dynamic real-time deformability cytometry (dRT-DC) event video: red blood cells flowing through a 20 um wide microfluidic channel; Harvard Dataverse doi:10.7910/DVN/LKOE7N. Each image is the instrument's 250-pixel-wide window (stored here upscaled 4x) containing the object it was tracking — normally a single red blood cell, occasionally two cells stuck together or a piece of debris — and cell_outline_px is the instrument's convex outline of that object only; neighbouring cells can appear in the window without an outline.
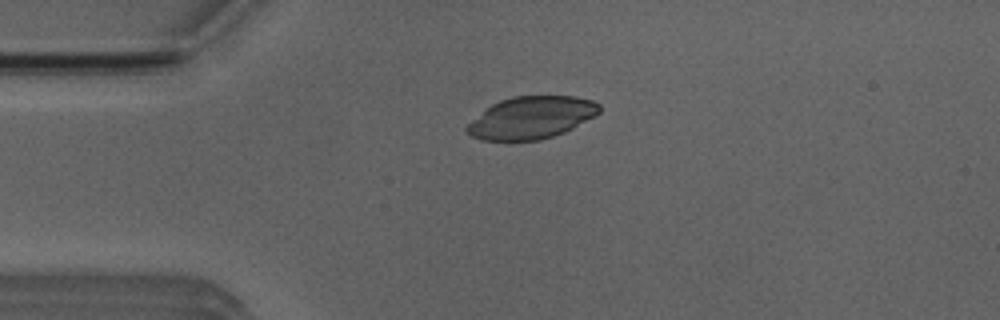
{"species": "Egyptian fruit bat (a non-hibernating species)", "species_latin": "Rousettus aegyptiacus", "temperature_condition": "room temperature", "stored_images_in_passage": 4, "camera_frame_rate_fps": 3000, "um_per_image_px": 0.085, "animal": {"sex": "male"}, "frame": {"image": 1, "passage_image": 2, "time_ms": 1.0, "image_size_px": [1000, 320], "cell_outline_px": [[600, 112], [596, 116], [564, 132], [540, 140], [484, 140], [472, 136], [464, 132], [464, 128], [472, 120], [492, 104], [500, 100], [512, 96], [576, 96], [592, 100], [600, 104]], "centroid_in_image_um": [45.18, 9.99], "position_along_channel_um": 39.8, "area_um2": 32.54}}